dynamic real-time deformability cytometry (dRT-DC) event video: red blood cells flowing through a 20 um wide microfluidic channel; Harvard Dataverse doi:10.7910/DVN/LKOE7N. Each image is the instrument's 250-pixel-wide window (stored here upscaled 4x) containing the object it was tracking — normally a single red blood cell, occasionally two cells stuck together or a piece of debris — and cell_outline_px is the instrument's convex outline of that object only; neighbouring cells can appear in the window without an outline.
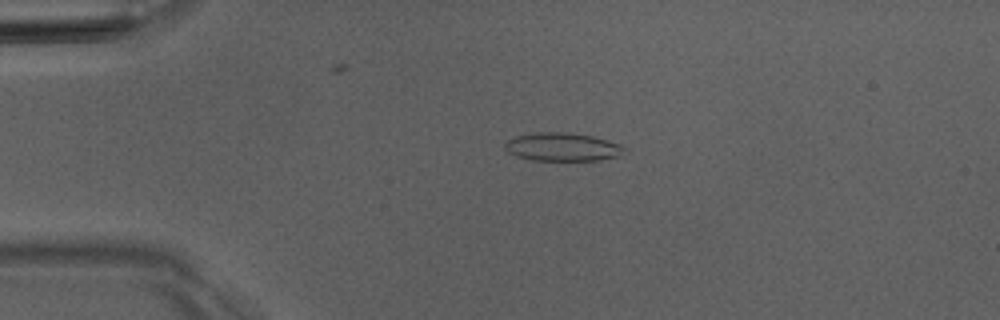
{"species": "Egyptian fruit bat (a non-hibernating species)", "species_latin": "Rousettus aegyptiacus", "temperature_condition": "room temperature", "stored_images_in_passage": 4, "camera_frame_rate_fps": 3000, "um_per_image_px": 0.085, "animal": {"sex": "male"}, "frame": {"image": 1, "passage_image": 3, "time_ms": 2.333, "image_size_px": [1000, 320], "cell_outline_px": [[628, 148], [624, 156], [600, 160], [532, 160], [516, 156], [508, 152], [504, 148], [504, 140], [516, 136], [536, 132], [564, 132], [592, 136], [620, 144]], "centroid_in_image_um": [47.83, 12.49], "position_along_channel_um": 37.2, "area_um2": 20.0}}